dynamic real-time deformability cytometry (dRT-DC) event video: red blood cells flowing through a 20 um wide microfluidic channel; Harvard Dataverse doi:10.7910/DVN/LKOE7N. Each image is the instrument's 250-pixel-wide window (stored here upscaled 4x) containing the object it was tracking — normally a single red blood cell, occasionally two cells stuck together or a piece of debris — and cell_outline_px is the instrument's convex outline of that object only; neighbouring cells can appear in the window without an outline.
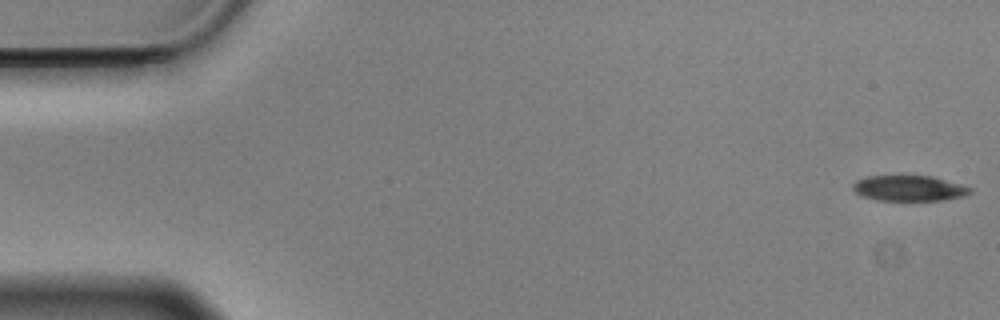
{"species": "Egyptian fruit bat (a non-hibernating species)", "species_latin": "Rousettus aegyptiacus", "temperature_condition": "cold", "stored_images_in_passage": 12, "camera_frame_rate_fps": 3000, "um_per_image_px": 0.085, "animal": {"sex": "male"}, "frame": {"image": 1, "passage_image": 1, "time_ms": 0.0, "image_size_px": [1000, 320], "cell_outline_px": [[972, 192], [964, 196], [944, 200], [876, 200], [864, 196], [856, 192], [852, 188], [852, 184], [856, 180], [868, 176], [932, 176], [960, 184], [972, 188]], "centroid_in_image_um": [77.28, 16.0], "position_along_channel_um": 7.7, "area_um2": 17.34}}